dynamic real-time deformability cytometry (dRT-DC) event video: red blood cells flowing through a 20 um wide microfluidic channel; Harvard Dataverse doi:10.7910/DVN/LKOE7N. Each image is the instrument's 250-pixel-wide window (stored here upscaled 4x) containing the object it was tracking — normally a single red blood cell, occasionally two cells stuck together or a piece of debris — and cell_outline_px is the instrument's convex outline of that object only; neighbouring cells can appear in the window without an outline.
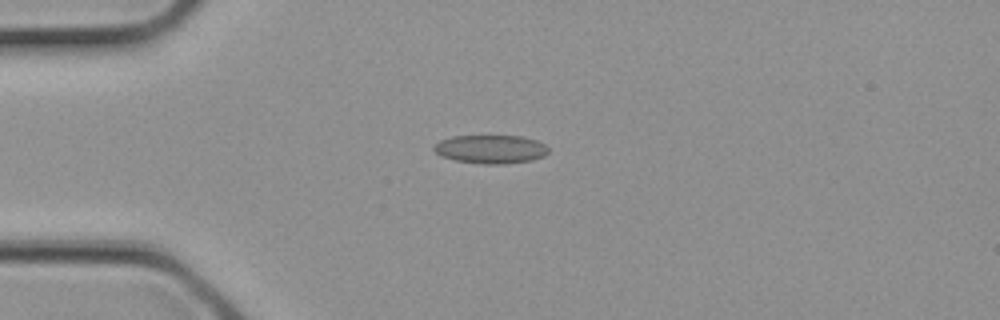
{"species": "common noctule bat (a hibernating species)", "species_latin": "Nyctalus noctula", "temperature_condition": "cold", "stored_images_in_passage": 2, "camera_frame_rate_fps": 3000, "um_per_image_px": 0.085, "animal": {"sex": "female", "body_mass_g": 21.9}, "frame": {"image": 1, "passage_image": 2, "time_ms": 0.333, "image_size_px": [1000, 320], "cell_outline_px": [[548, 152], [544, 156], [532, 160], [504, 164], [484, 164], [456, 160], [444, 156], [436, 152], [432, 148], [440, 140], [452, 136], [520, 136], [536, 140], [544, 144], [548, 148]], "centroid_in_image_um": [41.73, 12.68], "position_along_channel_um": 43.3, "area_um2": 18.84}}